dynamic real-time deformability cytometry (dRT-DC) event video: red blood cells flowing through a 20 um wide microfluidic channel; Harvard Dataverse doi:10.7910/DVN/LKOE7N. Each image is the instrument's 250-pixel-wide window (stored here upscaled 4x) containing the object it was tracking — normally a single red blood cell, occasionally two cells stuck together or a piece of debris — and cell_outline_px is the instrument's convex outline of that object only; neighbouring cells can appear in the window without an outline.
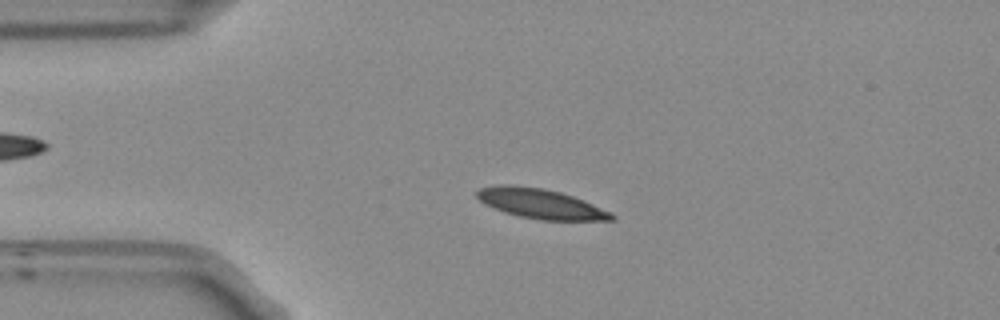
{"species": "Egyptian fruit bat (a non-hibernating species)", "species_latin": "Rousettus aegyptiacus", "temperature_condition": "room temperature", "stored_images_in_passage": 47, "camera_frame_rate_fps": 3000, "um_per_image_px": 0.085, "frame": {"image": 1, "passage_image": 5, "time_ms": 1.333, "image_size_px": [1000, 320], "cell_outline_px": [[616, 220], [540, 220], [520, 216], [504, 212], [492, 208], [484, 204], [476, 196], [476, 192], [480, 188], [500, 184], [504, 184], [540, 188], [560, 192], [572, 196], [592, 204], [616, 216]], "centroid_in_image_um": [45.9, 17.32], "position_along_channel_um": 39.1, "area_um2": 23.06}}
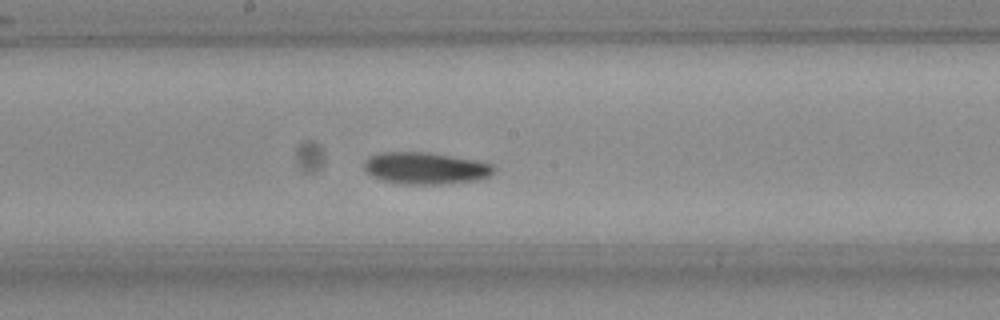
{"frame": {"image": 2, "passage_image": 21, "time_ms": 6.667, "image_size_px": [1000, 320], "cell_outline_px": [[496, 172], [484, 180], [444, 184], [400, 184], [380, 180], [372, 176], [364, 168], [364, 164], [368, 156], [380, 152], [428, 152], [476, 160], [492, 164], [496, 168]], "centroid_in_image_um": [36.22, 14.31], "position_along_channel_um": 212.0, "area_um2": 24.57}}
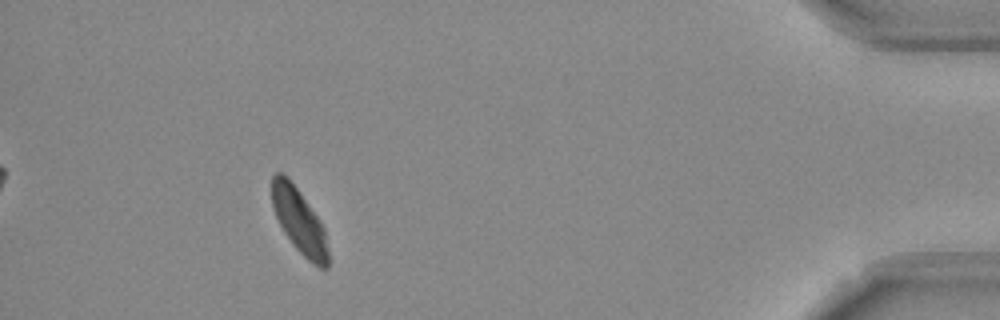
{"frame": {"image": 3, "passage_image": 42, "time_ms": 13.667, "image_size_px": [1000, 320], "cell_outline_px": [[328, 268], [320, 268], [312, 264], [292, 244], [284, 232], [272, 208], [272, 176], [276, 172], [280, 172], [288, 176], [316, 216], [324, 228], [328, 252]], "centroid_in_image_um": [25.41, 18.79], "position_along_channel_um": 409.8, "area_um2": 20.92}, "authors_computed_cell_mechanics": {"area_um2": 22.831, "velocity_mm_per_s": 3.7198, "shape_relaxation_time_tau1_ms": 9.4114, "shape_relaxation_time_tau2_ms": 5.6466, "deformation_change_tau1": 0.176, "deformation_change_tau2": 0.0938}}